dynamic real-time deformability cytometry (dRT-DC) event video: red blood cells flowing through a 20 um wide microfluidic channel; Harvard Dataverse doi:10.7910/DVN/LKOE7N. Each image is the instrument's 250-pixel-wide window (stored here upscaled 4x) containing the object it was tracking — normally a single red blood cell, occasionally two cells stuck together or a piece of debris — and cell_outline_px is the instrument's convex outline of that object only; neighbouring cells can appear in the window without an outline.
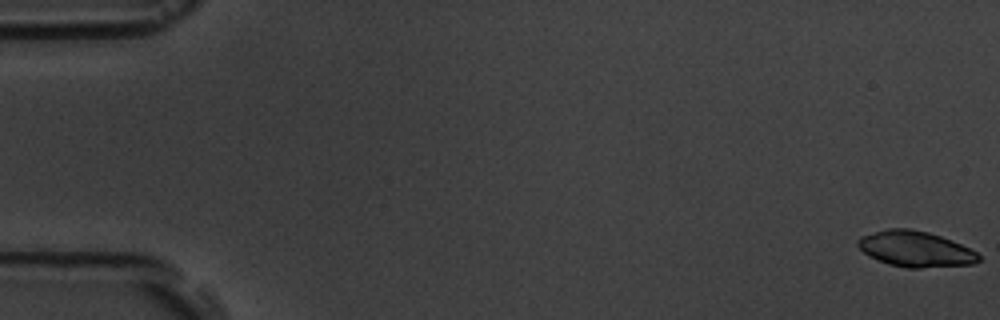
{"species": "common noctule bat (a hibernating species)", "species_latin": "Nyctalus noctula", "temperature_condition": "room temperature", "stored_images_in_passage": 8, "camera_frame_rate_fps": 3000, "um_per_image_px": 0.085, "animal": {"sex": "male", "body_mass_g": 19.5, "forearm_length_mm": 54.6}, "frame": {"image": 1, "passage_image": 1, "time_ms": 0.0, "image_size_px": [1000, 320], "cell_outline_px": [[980, 260], [972, 264], [920, 268], [908, 268], [888, 264], [868, 256], [856, 244], [856, 240], [860, 236], [888, 228], [908, 228], [928, 232], [940, 236], [960, 244], [976, 252], [980, 256]], "centroid_in_image_um": [77.77, 21.16], "position_along_channel_um": 7.2, "area_um2": 25.03}}
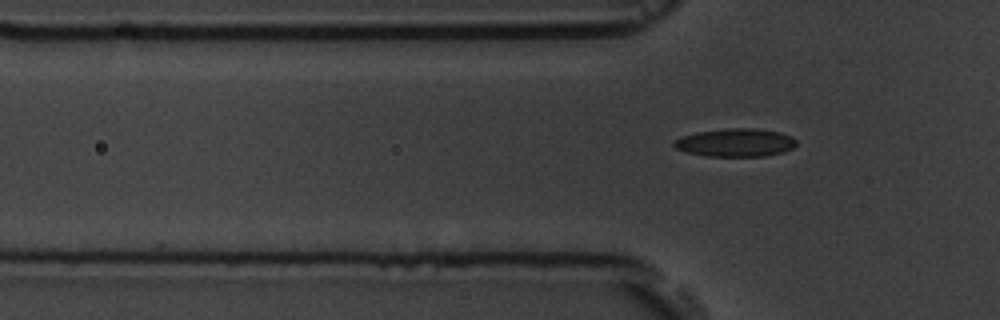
{"frame": {"image": 2, "passage_image": 8, "time_ms": 8.0, "image_size_px": [1000, 320], "cell_outline_px": [[796, 144], [792, 148], [784, 152], [764, 156], [708, 156], [688, 152], [676, 148], [672, 144], [672, 140], [696, 132], [728, 128], [752, 128], [780, 132], [792, 136], [796, 140]], "centroid_in_image_um": [62.53, 12.12], "position_along_channel_um": 63.3, "area_um2": 20.0}}